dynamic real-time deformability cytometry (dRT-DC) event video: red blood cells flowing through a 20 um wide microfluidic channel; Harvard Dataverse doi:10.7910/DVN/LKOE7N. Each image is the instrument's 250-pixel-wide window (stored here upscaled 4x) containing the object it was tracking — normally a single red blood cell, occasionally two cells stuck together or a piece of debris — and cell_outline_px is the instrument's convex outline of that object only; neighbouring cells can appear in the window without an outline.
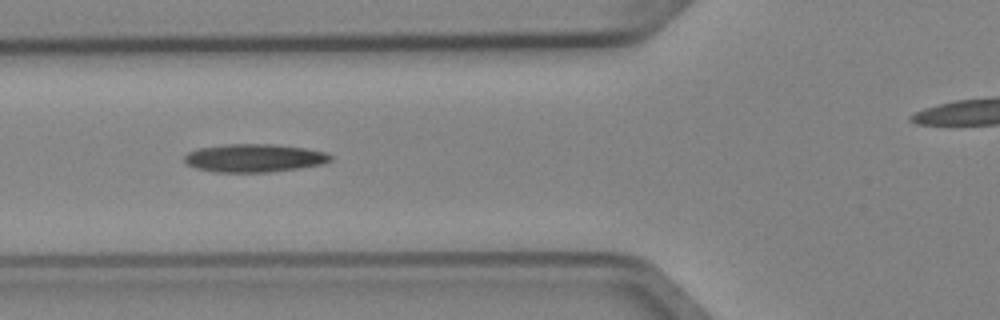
{"species": "Egyptian fruit bat (a non-hibernating species)", "species_latin": "Rousettus aegyptiacus", "temperature_condition": "cold", "stored_images_in_passage": 5, "camera_frame_rate_fps": 3000, "um_per_image_px": 0.085, "animal": {"sex": "female"}, "frame": {"image": 1, "passage_image": 2, "time_ms": 0.333, "image_size_px": [1000, 320], "cell_outline_px": [[332, 160], [320, 164], [300, 168], [268, 172], [212, 172], [196, 168], [188, 164], [184, 160], [184, 156], [188, 152], [200, 148], [224, 144], [276, 144], [304, 148], [328, 152], [332, 156]], "centroid_in_image_um": [21.62, 13.43], "position_along_channel_um": 104.2, "area_um2": 23.99}}
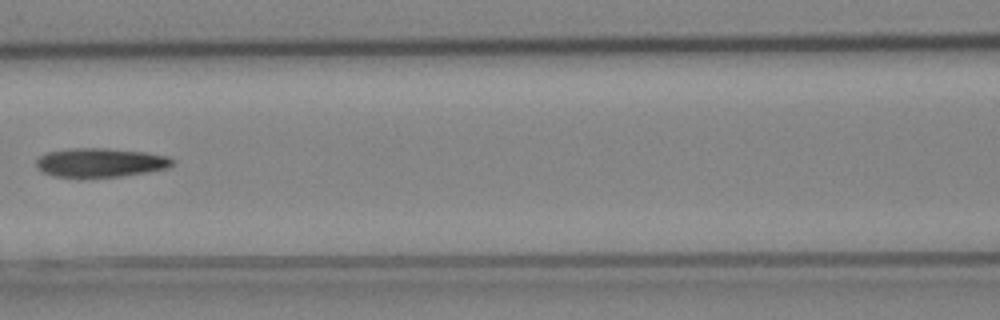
{"frame": {"image": 2, "passage_image": 3, "time_ms": 0.667, "image_size_px": [1000, 320], "cell_outline_px": [[176, 160], [168, 168], [124, 176], [52, 176], [40, 172], [36, 168], [36, 160], [40, 156], [48, 152], [72, 148], [104, 148], [144, 152], [168, 156]], "centroid_in_image_um": [8.52, 13.81], "position_along_channel_um": 158.1, "area_um2": 22.83}}